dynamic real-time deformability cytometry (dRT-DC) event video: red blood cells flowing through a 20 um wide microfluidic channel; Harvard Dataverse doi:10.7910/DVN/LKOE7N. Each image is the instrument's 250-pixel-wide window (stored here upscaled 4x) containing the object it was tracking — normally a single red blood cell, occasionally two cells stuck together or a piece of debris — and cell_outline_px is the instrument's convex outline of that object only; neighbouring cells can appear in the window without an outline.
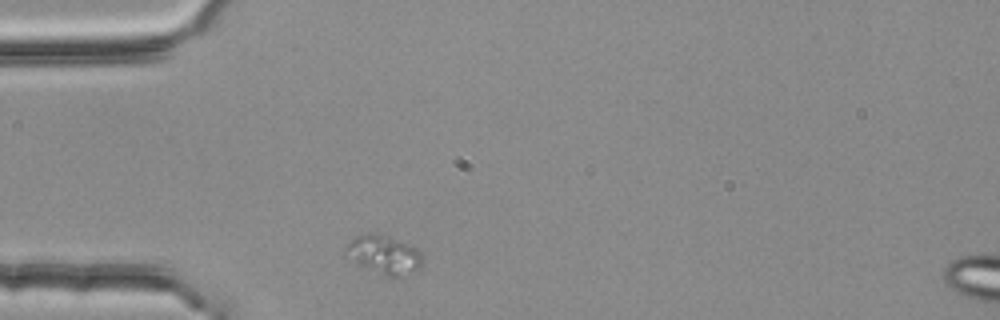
{"species": "common noctule bat (a hibernating species)", "species_latin": "Nyctalus noctula", "temperature_condition": "room temperature", "stored_images_in_passage": 1, "camera_frame_rate_fps": 3000, "um_per_image_px": 0.085, "animal": {"sex": "female", "body_mass_g": 25.1}, "frame": {"image": 1, "passage_image": 1, "time_ms": 0.0, "image_size_px": [1000, 320], "cell_outline_px": [[424, 264], [420, 268], [400, 276], [384, 276], [364, 268], [344, 248], [356, 236], [368, 232], [388, 236], [416, 248], [420, 252]], "centroid_in_image_um": [32.69, 21.65], "position_along_channel_um": 52.3, "area_um2": 16.76}}